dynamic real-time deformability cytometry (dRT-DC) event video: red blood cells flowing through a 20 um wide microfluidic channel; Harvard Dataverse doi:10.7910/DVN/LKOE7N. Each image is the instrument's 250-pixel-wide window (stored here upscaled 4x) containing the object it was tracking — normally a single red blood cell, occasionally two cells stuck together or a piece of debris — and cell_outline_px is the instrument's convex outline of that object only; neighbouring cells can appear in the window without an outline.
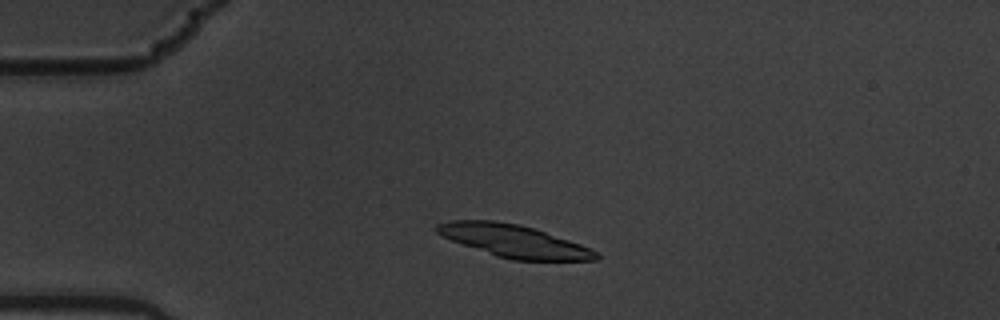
{"species": "common noctule bat (a hibernating species)", "species_latin": "Nyctalus noctula", "temperature_condition": "warm", "stored_images_in_passage": 2, "camera_frame_rate_fps": 3000, "um_per_image_px": 0.085, "animal": {"sex": "male", "body_mass_g": 19.5, "forearm_length_mm": 54.6}, "frame": {"image": 1, "passage_image": 2, "time_ms": 0.333, "image_size_px": [1000, 320], "cell_outline_px": [[600, 256], [596, 260], [512, 260], [496, 256], [452, 240], [436, 232], [436, 224], [452, 220], [496, 220], [520, 224], [580, 244], [596, 252]], "centroid_in_image_um": [43.65, 20.48], "position_along_channel_um": 41.3, "area_um2": 29.65}}